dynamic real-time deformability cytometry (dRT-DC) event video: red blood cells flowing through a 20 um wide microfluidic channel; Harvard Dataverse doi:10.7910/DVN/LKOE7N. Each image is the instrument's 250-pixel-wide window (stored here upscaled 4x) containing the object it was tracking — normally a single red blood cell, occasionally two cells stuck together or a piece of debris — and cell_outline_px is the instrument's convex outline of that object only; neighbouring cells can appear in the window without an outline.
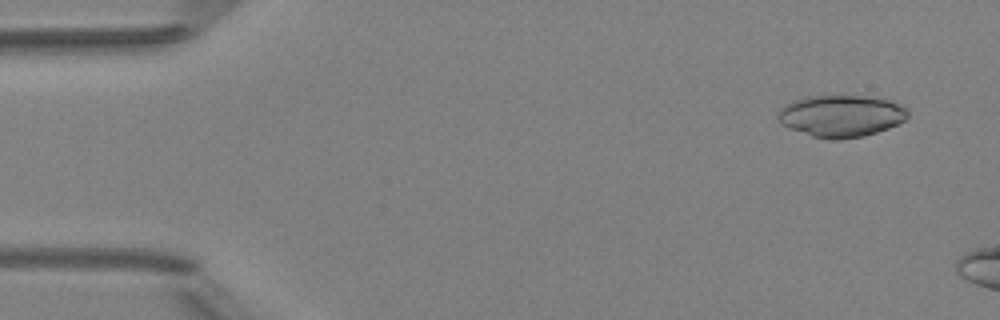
{"species": "Egyptian fruit bat (a non-hibernating species)", "species_latin": "Rousettus aegyptiacus", "temperature_condition": "room temperature", "stored_images_in_passage": 4, "camera_frame_rate_fps": 3000, "um_per_image_px": 0.085, "animal": {"sex": "female"}, "frame": {"image": 1, "passage_image": 2, "time_ms": 1.0, "image_size_px": [1000, 320], "cell_outline_px": [[908, 116], [904, 120], [888, 128], [864, 136], [836, 140], [828, 140], [812, 136], [788, 128], [780, 124], [776, 120], [776, 116], [780, 108], [784, 104], [792, 100], [808, 96], [864, 96], [892, 100], [904, 104], [908, 108]], "centroid_in_image_um": [71.47, 9.85], "position_along_channel_um": 13.5, "area_um2": 32.19}}